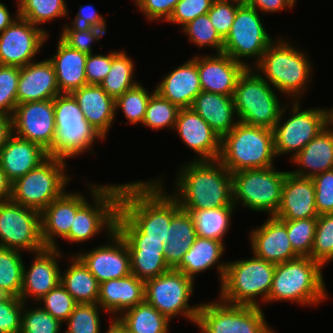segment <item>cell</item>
Instances as JSON below:
<instances>
[{
  "label": "cell",
  "mask_w": 333,
  "mask_h": 333,
  "mask_svg": "<svg viewBox=\"0 0 333 333\" xmlns=\"http://www.w3.org/2000/svg\"><path fill=\"white\" fill-rule=\"evenodd\" d=\"M119 209L144 233V240L166 244L172 217L181 207L163 177H157L122 183Z\"/></svg>",
  "instance_id": "6da1fadb"
},
{
  "label": "cell",
  "mask_w": 333,
  "mask_h": 333,
  "mask_svg": "<svg viewBox=\"0 0 333 333\" xmlns=\"http://www.w3.org/2000/svg\"><path fill=\"white\" fill-rule=\"evenodd\" d=\"M174 179L171 195L183 210L235 206L231 173L219 160L183 163Z\"/></svg>",
  "instance_id": "7a4b0ae2"
},
{
  "label": "cell",
  "mask_w": 333,
  "mask_h": 333,
  "mask_svg": "<svg viewBox=\"0 0 333 333\" xmlns=\"http://www.w3.org/2000/svg\"><path fill=\"white\" fill-rule=\"evenodd\" d=\"M286 40L277 36L253 68L289 101L302 100L310 88L314 67L306 51Z\"/></svg>",
  "instance_id": "3957f363"
},
{
  "label": "cell",
  "mask_w": 333,
  "mask_h": 333,
  "mask_svg": "<svg viewBox=\"0 0 333 333\" xmlns=\"http://www.w3.org/2000/svg\"><path fill=\"white\" fill-rule=\"evenodd\" d=\"M323 266L310 257L276 264L272 286L265 303L291 302L300 306H318L329 299Z\"/></svg>",
  "instance_id": "277c9868"
},
{
  "label": "cell",
  "mask_w": 333,
  "mask_h": 333,
  "mask_svg": "<svg viewBox=\"0 0 333 333\" xmlns=\"http://www.w3.org/2000/svg\"><path fill=\"white\" fill-rule=\"evenodd\" d=\"M53 103L55 136L46 150L48 157L67 161L84 152L94 154L92 146L105 138L85 119L74 97L62 93L53 98Z\"/></svg>",
  "instance_id": "5b68a950"
},
{
  "label": "cell",
  "mask_w": 333,
  "mask_h": 333,
  "mask_svg": "<svg viewBox=\"0 0 333 333\" xmlns=\"http://www.w3.org/2000/svg\"><path fill=\"white\" fill-rule=\"evenodd\" d=\"M277 158L273 130L238 122L221 138L218 160L232 174L245 169L273 167Z\"/></svg>",
  "instance_id": "8992f818"
},
{
  "label": "cell",
  "mask_w": 333,
  "mask_h": 333,
  "mask_svg": "<svg viewBox=\"0 0 333 333\" xmlns=\"http://www.w3.org/2000/svg\"><path fill=\"white\" fill-rule=\"evenodd\" d=\"M276 264L256 256L227 261L219 298L229 304L261 307L272 286ZM261 299V303L259 300Z\"/></svg>",
  "instance_id": "52a82bcc"
},
{
  "label": "cell",
  "mask_w": 333,
  "mask_h": 333,
  "mask_svg": "<svg viewBox=\"0 0 333 333\" xmlns=\"http://www.w3.org/2000/svg\"><path fill=\"white\" fill-rule=\"evenodd\" d=\"M276 92L254 68H246L233 94L238 121L273 129L285 107Z\"/></svg>",
  "instance_id": "ba28073f"
},
{
  "label": "cell",
  "mask_w": 333,
  "mask_h": 333,
  "mask_svg": "<svg viewBox=\"0 0 333 333\" xmlns=\"http://www.w3.org/2000/svg\"><path fill=\"white\" fill-rule=\"evenodd\" d=\"M86 184L93 202L87 200L76 211L69 235L64 239L69 243H84L104 231L111 235L116 229L121 184Z\"/></svg>",
  "instance_id": "9c48e42d"
},
{
  "label": "cell",
  "mask_w": 333,
  "mask_h": 333,
  "mask_svg": "<svg viewBox=\"0 0 333 333\" xmlns=\"http://www.w3.org/2000/svg\"><path fill=\"white\" fill-rule=\"evenodd\" d=\"M66 169L67 161L48 157L12 183L11 200L41 213L66 191L72 179Z\"/></svg>",
  "instance_id": "30bf717a"
},
{
  "label": "cell",
  "mask_w": 333,
  "mask_h": 333,
  "mask_svg": "<svg viewBox=\"0 0 333 333\" xmlns=\"http://www.w3.org/2000/svg\"><path fill=\"white\" fill-rule=\"evenodd\" d=\"M288 171L275 166L263 169H245L232 173L233 203L235 207L274 216L281 202L284 179ZM239 203V204H238ZM237 205V206H236Z\"/></svg>",
  "instance_id": "8fae6325"
},
{
  "label": "cell",
  "mask_w": 333,
  "mask_h": 333,
  "mask_svg": "<svg viewBox=\"0 0 333 333\" xmlns=\"http://www.w3.org/2000/svg\"><path fill=\"white\" fill-rule=\"evenodd\" d=\"M262 307L233 305L212 299L201 302L196 325L200 333H277Z\"/></svg>",
  "instance_id": "7c38bea8"
},
{
  "label": "cell",
  "mask_w": 333,
  "mask_h": 333,
  "mask_svg": "<svg viewBox=\"0 0 333 333\" xmlns=\"http://www.w3.org/2000/svg\"><path fill=\"white\" fill-rule=\"evenodd\" d=\"M291 102H285L281 116L272 129L277 158L290 154L289 160L327 126L326 108L313 106V108L302 109L300 100ZM287 110L290 116L283 120Z\"/></svg>",
  "instance_id": "4fadbf2b"
},
{
  "label": "cell",
  "mask_w": 333,
  "mask_h": 333,
  "mask_svg": "<svg viewBox=\"0 0 333 333\" xmlns=\"http://www.w3.org/2000/svg\"><path fill=\"white\" fill-rule=\"evenodd\" d=\"M260 15L262 13L244 1L238 7L235 20L223 43L222 53L247 68H253L261 60L268 46L276 40V36L273 39L267 32ZM248 58L253 59L254 65L246 62Z\"/></svg>",
  "instance_id": "5bb4252c"
},
{
  "label": "cell",
  "mask_w": 333,
  "mask_h": 333,
  "mask_svg": "<svg viewBox=\"0 0 333 333\" xmlns=\"http://www.w3.org/2000/svg\"><path fill=\"white\" fill-rule=\"evenodd\" d=\"M194 282L184 273L170 269L145 281V300L170 321L180 315L196 325L200 304L189 305Z\"/></svg>",
  "instance_id": "9a60e30c"
},
{
  "label": "cell",
  "mask_w": 333,
  "mask_h": 333,
  "mask_svg": "<svg viewBox=\"0 0 333 333\" xmlns=\"http://www.w3.org/2000/svg\"><path fill=\"white\" fill-rule=\"evenodd\" d=\"M0 247L31 254L44 250L40 212L12 200L1 202Z\"/></svg>",
  "instance_id": "2e32d148"
},
{
  "label": "cell",
  "mask_w": 333,
  "mask_h": 333,
  "mask_svg": "<svg viewBox=\"0 0 333 333\" xmlns=\"http://www.w3.org/2000/svg\"><path fill=\"white\" fill-rule=\"evenodd\" d=\"M115 231L130 254L131 272L146 281L170 270L164 260V241L144 240V233L119 209Z\"/></svg>",
  "instance_id": "e0dca14e"
},
{
  "label": "cell",
  "mask_w": 333,
  "mask_h": 333,
  "mask_svg": "<svg viewBox=\"0 0 333 333\" xmlns=\"http://www.w3.org/2000/svg\"><path fill=\"white\" fill-rule=\"evenodd\" d=\"M48 37L43 29L18 16L0 34V65L21 68L34 62Z\"/></svg>",
  "instance_id": "ac0fdd59"
},
{
  "label": "cell",
  "mask_w": 333,
  "mask_h": 333,
  "mask_svg": "<svg viewBox=\"0 0 333 333\" xmlns=\"http://www.w3.org/2000/svg\"><path fill=\"white\" fill-rule=\"evenodd\" d=\"M106 238V244L86 252L82 248L75 253L99 283L123 278L132 273L130 254L124 239L116 231Z\"/></svg>",
  "instance_id": "d6986e66"
},
{
  "label": "cell",
  "mask_w": 333,
  "mask_h": 333,
  "mask_svg": "<svg viewBox=\"0 0 333 333\" xmlns=\"http://www.w3.org/2000/svg\"><path fill=\"white\" fill-rule=\"evenodd\" d=\"M13 134L47 150L55 136L53 99L17 104L12 114Z\"/></svg>",
  "instance_id": "ffe728a7"
},
{
  "label": "cell",
  "mask_w": 333,
  "mask_h": 333,
  "mask_svg": "<svg viewBox=\"0 0 333 333\" xmlns=\"http://www.w3.org/2000/svg\"><path fill=\"white\" fill-rule=\"evenodd\" d=\"M62 252L56 248H45L32 254L34 259L29 268L24 264L22 290L19 297L24 303L32 300L33 303L35 302L32 306H36L37 301L60 284L62 269L59 266L61 262L59 259H63L64 252Z\"/></svg>",
  "instance_id": "44dd1931"
},
{
  "label": "cell",
  "mask_w": 333,
  "mask_h": 333,
  "mask_svg": "<svg viewBox=\"0 0 333 333\" xmlns=\"http://www.w3.org/2000/svg\"><path fill=\"white\" fill-rule=\"evenodd\" d=\"M174 131L197 155L192 161L218 160L221 138L192 108L179 110Z\"/></svg>",
  "instance_id": "7402d4cb"
},
{
  "label": "cell",
  "mask_w": 333,
  "mask_h": 333,
  "mask_svg": "<svg viewBox=\"0 0 333 333\" xmlns=\"http://www.w3.org/2000/svg\"><path fill=\"white\" fill-rule=\"evenodd\" d=\"M249 233L251 253L260 259L280 264L300 257L291 246L286 225L274 216Z\"/></svg>",
  "instance_id": "603a6c76"
},
{
  "label": "cell",
  "mask_w": 333,
  "mask_h": 333,
  "mask_svg": "<svg viewBox=\"0 0 333 333\" xmlns=\"http://www.w3.org/2000/svg\"><path fill=\"white\" fill-rule=\"evenodd\" d=\"M87 200V196L80 192L66 190L40 213L41 235L46 248L61 250L56 238L64 240L69 235L76 211Z\"/></svg>",
  "instance_id": "cb8c5ba5"
},
{
  "label": "cell",
  "mask_w": 333,
  "mask_h": 333,
  "mask_svg": "<svg viewBox=\"0 0 333 333\" xmlns=\"http://www.w3.org/2000/svg\"><path fill=\"white\" fill-rule=\"evenodd\" d=\"M246 68L223 53L197 55V69L204 92L233 96L238 78Z\"/></svg>",
  "instance_id": "d4e9b609"
},
{
  "label": "cell",
  "mask_w": 333,
  "mask_h": 333,
  "mask_svg": "<svg viewBox=\"0 0 333 333\" xmlns=\"http://www.w3.org/2000/svg\"><path fill=\"white\" fill-rule=\"evenodd\" d=\"M318 216L312 178L294 175L288 171L284 179L281 202L274 217L280 220H300Z\"/></svg>",
  "instance_id": "484cf974"
},
{
  "label": "cell",
  "mask_w": 333,
  "mask_h": 333,
  "mask_svg": "<svg viewBox=\"0 0 333 333\" xmlns=\"http://www.w3.org/2000/svg\"><path fill=\"white\" fill-rule=\"evenodd\" d=\"M155 91L179 109L191 108L202 91L197 69V55L174 68L157 82Z\"/></svg>",
  "instance_id": "4316f807"
},
{
  "label": "cell",
  "mask_w": 333,
  "mask_h": 333,
  "mask_svg": "<svg viewBox=\"0 0 333 333\" xmlns=\"http://www.w3.org/2000/svg\"><path fill=\"white\" fill-rule=\"evenodd\" d=\"M62 94L49 59L31 62L20 68L17 104L53 99Z\"/></svg>",
  "instance_id": "83f0119b"
},
{
  "label": "cell",
  "mask_w": 333,
  "mask_h": 333,
  "mask_svg": "<svg viewBox=\"0 0 333 333\" xmlns=\"http://www.w3.org/2000/svg\"><path fill=\"white\" fill-rule=\"evenodd\" d=\"M145 300V281L134 274L100 283L97 303L112 318Z\"/></svg>",
  "instance_id": "f1b7e54d"
},
{
  "label": "cell",
  "mask_w": 333,
  "mask_h": 333,
  "mask_svg": "<svg viewBox=\"0 0 333 333\" xmlns=\"http://www.w3.org/2000/svg\"><path fill=\"white\" fill-rule=\"evenodd\" d=\"M47 158V151L41 145L14 134L0 149V167L11 183L38 167Z\"/></svg>",
  "instance_id": "f546056e"
},
{
  "label": "cell",
  "mask_w": 333,
  "mask_h": 333,
  "mask_svg": "<svg viewBox=\"0 0 333 333\" xmlns=\"http://www.w3.org/2000/svg\"><path fill=\"white\" fill-rule=\"evenodd\" d=\"M85 119L106 139L116 118L115 99L100 85L87 84L70 93Z\"/></svg>",
  "instance_id": "4dcf8cb0"
},
{
  "label": "cell",
  "mask_w": 333,
  "mask_h": 333,
  "mask_svg": "<svg viewBox=\"0 0 333 333\" xmlns=\"http://www.w3.org/2000/svg\"><path fill=\"white\" fill-rule=\"evenodd\" d=\"M225 247V243L221 241L196 237L175 270L196 281L195 276L215 267L221 286L227 268V261H221L222 255L226 252Z\"/></svg>",
  "instance_id": "1f68e13d"
},
{
  "label": "cell",
  "mask_w": 333,
  "mask_h": 333,
  "mask_svg": "<svg viewBox=\"0 0 333 333\" xmlns=\"http://www.w3.org/2000/svg\"><path fill=\"white\" fill-rule=\"evenodd\" d=\"M294 175L313 178L333 169V132L326 126L291 160Z\"/></svg>",
  "instance_id": "d6a6232c"
},
{
  "label": "cell",
  "mask_w": 333,
  "mask_h": 333,
  "mask_svg": "<svg viewBox=\"0 0 333 333\" xmlns=\"http://www.w3.org/2000/svg\"><path fill=\"white\" fill-rule=\"evenodd\" d=\"M191 108L210 125L220 138L228 134L239 122L233 96L201 91L195 97Z\"/></svg>",
  "instance_id": "836d02e7"
},
{
  "label": "cell",
  "mask_w": 333,
  "mask_h": 333,
  "mask_svg": "<svg viewBox=\"0 0 333 333\" xmlns=\"http://www.w3.org/2000/svg\"><path fill=\"white\" fill-rule=\"evenodd\" d=\"M56 54L48 58L52 63L61 93L72 91L87 85L85 63L88 54L69 47L59 37Z\"/></svg>",
  "instance_id": "e575fe53"
},
{
  "label": "cell",
  "mask_w": 333,
  "mask_h": 333,
  "mask_svg": "<svg viewBox=\"0 0 333 333\" xmlns=\"http://www.w3.org/2000/svg\"><path fill=\"white\" fill-rule=\"evenodd\" d=\"M64 272L61 270V285L78 303H97L100 283L83 262L73 253Z\"/></svg>",
  "instance_id": "d590c367"
},
{
  "label": "cell",
  "mask_w": 333,
  "mask_h": 333,
  "mask_svg": "<svg viewBox=\"0 0 333 333\" xmlns=\"http://www.w3.org/2000/svg\"><path fill=\"white\" fill-rule=\"evenodd\" d=\"M194 223L189 212L180 209L173 217L168 227V239L165 244L164 260L170 269H175L184 254L190 249L196 239Z\"/></svg>",
  "instance_id": "8d00e7d4"
},
{
  "label": "cell",
  "mask_w": 333,
  "mask_h": 333,
  "mask_svg": "<svg viewBox=\"0 0 333 333\" xmlns=\"http://www.w3.org/2000/svg\"><path fill=\"white\" fill-rule=\"evenodd\" d=\"M235 206H222L219 208L185 210L190 213L196 236L218 240L225 243L224 238L231 227L232 215Z\"/></svg>",
  "instance_id": "74e56055"
},
{
  "label": "cell",
  "mask_w": 333,
  "mask_h": 333,
  "mask_svg": "<svg viewBox=\"0 0 333 333\" xmlns=\"http://www.w3.org/2000/svg\"><path fill=\"white\" fill-rule=\"evenodd\" d=\"M117 319L131 333H169L170 320L146 300L125 310Z\"/></svg>",
  "instance_id": "f35d334b"
},
{
  "label": "cell",
  "mask_w": 333,
  "mask_h": 333,
  "mask_svg": "<svg viewBox=\"0 0 333 333\" xmlns=\"http://www.w3.org/2000/svg\"><path fill=\"white\" fill-rule=\"evenodd\" d=\"M135 61L126 51L113 50V60L110 71L100 86L115 100L139 82L135 80Z\"/></svg>",
  "instance_id": "ab89813d"
},
{
  "label": "cell",
  "mask_w": 333,
  "mask_h": 333,
  "mask_svg": "<svg viewBox=\"0 0 333 333\" xmlns=\"http://www.w3.org/2000/svg\"><path fill=\"white\" fill-rule=\"evenodd\" d=\"M18 1V14L19 17L30 21L43 29L48 35L47 31L42 25L51 23L54 19L65 18L69 16V8L67 7L66 0H16ZM45 28V29H44Z\"/></svg>",
  "instance_id": "60d3db41"
},
{
  "label": "cell",
  "mask_w": 333,
  "mask_h": 333,
  "mask_svg": "<svg viewBox=\"0 0 333 333\" xmlns=\"http://www.w3.org/2000/svg\"><path fill=\"white\" fill-rule=\"evenodd\" d=\"M155 92V89L148 92L144 85L139 82L135 87L127 90L115 100L116 115L118 110H120L128 123L132 125H138L139 123L142 125L148 102Z\"/></svg>",
  "instance_id": "b9f144b4"
},
{
  "label": "cell",
  "mask_w": 333,
  "mask_h": 333,
  "mask_svg": "<svg viewBox=\"0 0 333 333\" xmlns=\"http://www.w3.org/2000/svg\"><path fill=\"white\" fill-rule=\"evenodd\" d=\"M23 252L0 247V287L20 297L23 277Z\"/></svg>",
  "instance_id": "7bdbcfd3"
},
{
  "label": "cell",
  "mask_w": 333,
  "mask_h": 333,
  "mask_svg": "<svg viewBox=\"0 0 333 333\" xmlns=\"http://www.w3.org/2000/svg\"><path fill=\"white\" fill-rule=\"evenodd\" d=\"M181 30L188 36V42L199 49L210 47L216 54L222 53L224 40L212 25L208 13L189 21Z\"/></svg>",
  "instance_id": "ee69618b"
},
{
  "label": "cell",
  "mask_w": 333,
  "mask_h": 333,
  "mask_svg": "<svg viewBox=\"0 0 333 333\" xmlns=\"http://www.w3.org/2000/svg\"><path fill=\"white\" fill-rule=\"evenodd\" d=\"M179 110L176 105L155 92L148 102L142 125L155 131L163 128L174 130Z\"/></svg>",
  "instance_id": "f6af8a7d"
},
{
  "label": "cell",
  "mask_w": 333,
  "mask_h": 333,
  "mask_svg": "<svg viewBox=\"0 0 333 333\" xmlns=\"http://www.w3.org/2000/svg\"><path fill=\"white\" fill-rule=\"evenodd\" d=\"M105 312L98 303L77 304L64 322L67 324L64 333H102L100 312ZM100 311V312H99Z\"/></svg>",
  "instance_id": "bcb514c9"
},
{
  "label": "cell",
  "mask_w": 333,
  "mask_h": 333,
  "mask_svg": "<svg viewBox=\"0 0 333 333\" xmlns=\"http://www.w3.org/2000/svg\"><path fill=\"white\" fill-rule=\"evenodd\" d=\"M287 227L293 250L300 257H310L315 236L317 217L300 220H281Z\"/></svg>",
  "instance_id": "7dc6e473"
},
{
  "label": "cell",
  "mask_w": 333,
  "mask_h": 333,
  "mask_svg": "<svg viewBox=\"0 0 333 333\" xmlns=\"http://www.w3.org/2000/svg\"><path fill=\"white\" fill-rule=\"evenodd\" d=\"M311 258L324 268L333 261V213L317 217Z\"/></svg>",
  "instance_id": "c3c4849f"
},
{
  "label": "cell",
  "mask_w": 333,
  "mask_h": 333,
  "mask_svg": "<svg viewBox=\"0 0 333 333\" xmlns=\"http://www.w3.org/2000/svg\"><path fill=\"white\" fill-rule=\"evenodd\" d=\"M29 303H24L21 314V331L20 333H60L62 322L39 305L31 307ZM31 307V308H30ZM28 308V309H27Z\"/></svg>",
  "instance_id": "681fc988"
},
{
  "label": "cell",
  "mask_w": 333,
  "mask_h": 333,
  "mask_svg": "<svg viewBox=\"0 0 333 333\" xmlns=\"http://www.w3.org/2000/svg\"><path fill=\"white\" fill-rule=\"evenodd\" d=\"M64 24L59 38L69 47L84 52L93 53V43L99 42L106 33V29H97L95 27Z\"/></svg>",
  "instance_id": "f907efd6"
},
{
  "label": "cell",
  "mask_w": 333,
  "mask_h": 333,
  "mask_svg": "<svg viewBox=\"0 0 333 333\" xmlns=\"http://www.w3.org/2000/svg\"><path fill=\"white\" fill-rule=\"evenodd\" d=\"M42 302V303H41ZM39 306L64 323L78 304L61 283L37 301Z\"/></svg>",
  "instance_id": "816d5d0a"
},
{
  "label": "cell",
  "mask_w": 333,
  "mask_h": 333,
  "mask_svg": "<svg viewBox=\"0 0 333 333\" xmlns=\"http://www.w3.org/2000/svg\"><path fill=\"white\" fill-rule=\"evenodd\" d=\"M20 68L0 65V113L12 116L17 106Z\"/></svg>",
  "instance_id": "f5cc1de1"
},
{
  "label": "cell",
  "mask_w": 333,
  "mask_h": 333,
  "mask_svg": "<svg viewBox=\"0 0 333 333\" xmlns=\"http://www.w3.org/2000/svg\"><path fill=\"white\" fill-rule=\"evenodd\" d=\"M243 2V0H215L213 2L208 16L223 40L228 36L237 9Z\"/></svg>",
  "instance_id": "db71d44e"
},
{
  "label": "cell",
  "mask_w": 333,
  "mask_h": 333,
  "mask_svg": "<svg viewBox=\"0 0 333 333\" xmlns=\"http://www.w3.org/2000/svg\"><path fill=\"white\" fill-rule=\"evenodd\" d=\"M215 0H179L167 22L181 28L200 15L207 14Z\"/></svg>",
  "instance_id": "11a10c76"
},
{
  "label": "cell",
  "mask_w": 333,
  "mask_h": 333,
  "mask_svg": "<svg viewBox=\"0 0 333 333\" xmlns=\"http://www.w3.org/2000/svg\"><path fill=\"white\" fill-rule=\"evenodd\" d=\"M318 215L333 213V169L312 178Z\"/></svg>",
  "instance_id": "9f6ffc18"
},
{
  "label": "cell",
  "mask_w": 333,
  "mask_h": 333,
  "mask_svg": "<svg viewBox=\"0 0 333 333\" xmlns=\"http://www.w3.org/2000/svg\"><path fill=\"white\" fill-rule=\"evenodd\" d=\"M23 307L24 302L19 297L0 302V333H20Z\"/></svg>",
  "instance_id": "6f0895ef"
},
{
  "label": "cell",
  "mask_w": 333,
  "mask_h": 333,
  "mask_svg": "<svg viewBox=\"0 0 333 333\" xmlns=\"http://www.w3.org/2000/svg\"><path fill=\"white\" fill-rule=\"evenodd\" d=\"M179 0H135L138 12L151 23L167 21ZM162 20V21H161Z\"/></svg>",
  "instance_id": "680465c9"
},
{
  "label": "cell",
  "mask_w": 333,
  "mask_h": 333,
  "mask_svg": "<svg viewBox=\"0 0 333 333\" xmlns=\"http://www.w3.org/2000/svg\"><path fill=\"white\" fill-rule=\"evenodd\" d=\"M113 60V50L108 54H88L85 63L87 84L100 85L108 75Z\"/></svg>",
  "instance_id": "91938a15"
},
{
  "label": "cell",
  "mask_w": 333,
  "mask_h": 333,
  "mask_svg": "<svg viewBox=\"0 0 333 333\" xmlns=\"http://www.w3.org/2000/svg\"><path fill=\"white\" fill-rule=\"evenodd\" d=\"M107 20L103 15L97 13V10L92 4L85 6L80 5L78 13L74 20H71L72 25L95 27L97 29H107Z\"/></svg>",
  "instance_id": "94428289"
},
{
  "label": "cell",
  "mask_w": 333,
  "mask_h": 333,
  "mask_svg": "<svg viewBox=\"0 0 333 333\" xmlns=\"http://www.w3.org/2000/svg\"><path fill=\"white\" fill-rule=\"evenodd\" d=\"M250 6L257 9L260 13L274 14L280 13L284 9H293L296 5L294 0H245Z\"/></svg>",
  "instance_id": "6125c7cd"
},
{
  "label": "cell",
  "mask_w": 333,
  "mask_h": 333,
  "mask_svg": "<svg viewBox=\"0 0 333 333\" xmlns=\"http://www.w3.org/2000/svg\"><path fill=\"white\" fill-rule=\"evenodd\" d=\"M12 135V116L0 113V149Z\"/></svg>",
  "instance_id": "be15d7a7"
},
{
  "label": "cell",
  "mask_w": 333,
  "mask_h": 333,
  "mask_svg": "<svg viewBox=\"0 0 333 333\" xmlns=\"http://www.w3.org/2000/svg\"><path fill=\"white\" fill-rule=\"evenodd\" d=\"M16 13H10L8 7L0 2V34L18 18V1L16 2ZM13 16V17H12Z\"/></svg>",
  "instance_id": "e7e4bbea"
},
{
  "label": "cell",
  "mask_w": 333,
  "mask_h": 333,
  "mask_svg": "<svg viewBox=\"0 0 333 333\" xmlns=\"http://www.w3.org/2000/svg\"><path fill=\"white\" fill-rule=\"evenodd\" d=\"M11 185L12 183L0 167V203L11 200Z\"/></svg>",
  "instance_id": "03108f58"
},
{
  "label": "cell",
  "mask_w": 333,
  "mask_h": 333,
  "mask_svg": "<svg viewBox=\"0 0 333 333\" xmlns=\"http://www.w3.org/2000/svg\"><path fill=\"white\" fill-rule=\"evenodd\" d=\"M109 318L111 322L104 333H131L117 318Z\"/></svg>",
  "instance_id": "003e7915"
},
{
  "label": "cell",
  "mask_w": 333,
  "mask_h": 333,
  "mask_svg": "<svg viewBox=\"0 0 333 333\" xmlns=\"http://www.w3.org/2000/svg\"><path fill=\"white\" fill-rule=\"evenodd\" d=\"M14 297L15 296L10 291L0 287V302H9Z\"/></svg>",
  "instance_id": "a7ac6f4b"
},
{
  "label": "cell",
  "mask_w": 333,
  "mask_h": 333,
  "mask_svg": "<svg viewBox=\"0 0 333 333\" xmlns=\"http://www.w3.org/2000/svg\"><path fill=\"white\" fill-rule=\"evenodd\" d=\"M326 124L327 127L333 132V107H330V109L326 107Z\"/></svg>",
  "instance_id": "89a4df30"
}]
</instances>
